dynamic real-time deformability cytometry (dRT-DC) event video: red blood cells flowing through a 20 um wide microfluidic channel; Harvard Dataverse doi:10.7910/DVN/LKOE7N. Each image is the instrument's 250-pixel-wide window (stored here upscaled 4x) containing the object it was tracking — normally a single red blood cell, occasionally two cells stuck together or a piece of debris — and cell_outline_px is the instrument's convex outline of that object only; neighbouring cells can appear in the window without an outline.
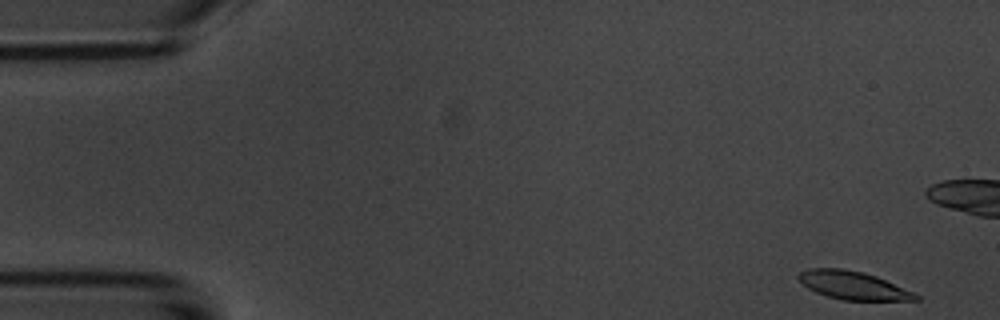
{"species": "common noctule bat (a hibernating species)", "species_latin": "Nyctalus noctula", "temperature_condition": "room temperature", "stored_images_in_passage": 8, "camera_frame_rate_fps": 3000, "um_per_image_px": 0.085, "animal": {"sex": "male", "body_mass_g": 20.1, "forearm_length_mm": 53.5}, "frame": {"image": 1, "passage_image": 1, "time_ms": 0.0, "image_size_px": [1000, 320], "cell_outline_px": [[920, 300], [840, 300], [816, 292], [808, 288], [796, 276], [800, 272], [808, 268], [844, 268], [864, 272], [876, 276], [912, 292], [920, 296]], "centroid_in_image_um": [72.48, 24.25], "position_along_channel_um": 12.5, "area_um2": 19.07}}